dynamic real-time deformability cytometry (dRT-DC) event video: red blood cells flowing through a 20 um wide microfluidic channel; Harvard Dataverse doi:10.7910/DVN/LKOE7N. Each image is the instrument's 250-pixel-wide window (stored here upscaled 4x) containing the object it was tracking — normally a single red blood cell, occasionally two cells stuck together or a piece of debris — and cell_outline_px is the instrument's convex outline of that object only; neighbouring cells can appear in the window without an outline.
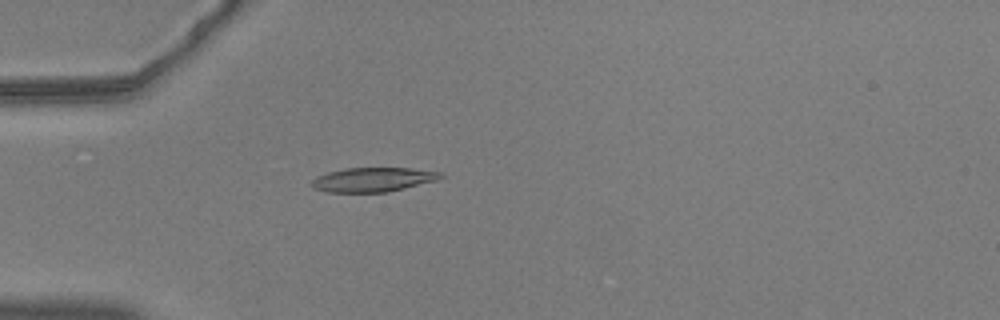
{"species": "common noctule bat (a hibernating species)", "species_latin": "Nyctalus noctula", "temperature_condition": "warm", "stored_images_in_passage": 53, "camera_frame_rate_fps": 3000, "um_per_image_px": 0.085, "animal": {"sex": "male", "body_mass_g": 20.5, "forearm_length_mm": 52.5}, "frame": {"image": 1, "passage_image": 14, "time_ms": 4.333, "image_size_px": [1000, 320], "cell_outline_px": [[444, 176], [436, 180], [388, 192], [324, 192], [312, 188], [308, 184], [316, 176], [328, 172], [344, 168], [412, 168], [444, 172]], "centroid_in_image_um": [31.66, 15.26], "position_along_channel_um": 53.3, "area_um2": 18.44}}
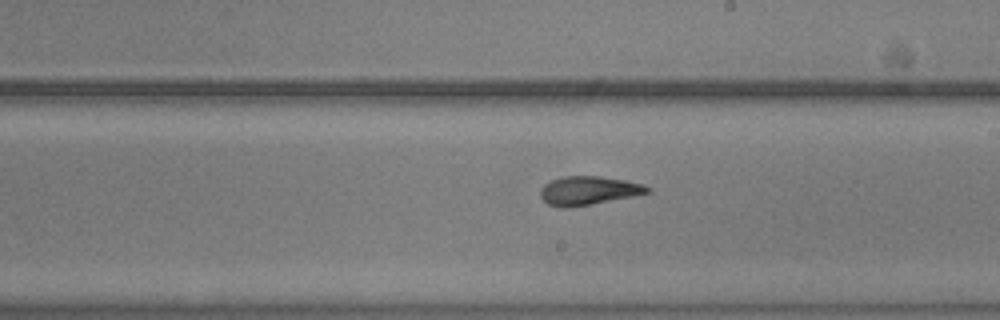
{"frame": {"image": 2, "passage_image": 30, "time_ms": 9.667, "image_size_px": [1000, 320], "cell_outline_px": [[652, 192], [592, 204], [568, 208], [560, 208], [548, 204], [540, 196], [540, 188], [544, 184], [552, 180], [564, 176], [600, 176], [624, 180], [640, 184], [652, 188]], "centroid_in_image_um": [50.0, 16.2], "position_along_channel_um": 239.0, "area_um2": 17.86}}
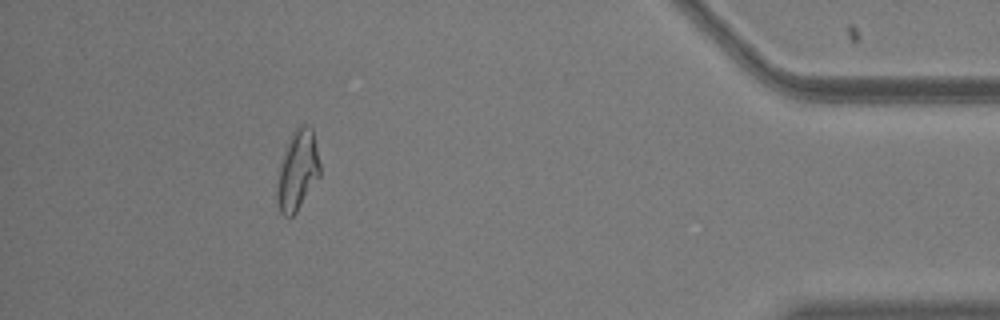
{"frame": {"image": 3, "passage_image": 48, "time_ms": 15.667, "image_size_px": [1000, 320], "cell_outline_px": [[320, 176], [296, 212], [292, 216], [284, 216], [280, 212], [276, 200], [276, 192], [280, 168], [292, 132], [300, 124], [308, 124], [312, 128], [320, 164]], "centroid_in_image_um": [25.31, 14.5], "position_along_channel_um": 409.9, "area_um2": 19.59}, "authors_computed_cell_mechanics": {"area_um2": 18.3804, "velocity_mm_per_s": 3.6682, "shape_relaxation_time_tau1_ms": 4.5639, "shape_relaxation_time_tau2_ms": 2.0555, "deformation_change_tau1": 0.1708, "deformation_change_tau2": 0.0807}}